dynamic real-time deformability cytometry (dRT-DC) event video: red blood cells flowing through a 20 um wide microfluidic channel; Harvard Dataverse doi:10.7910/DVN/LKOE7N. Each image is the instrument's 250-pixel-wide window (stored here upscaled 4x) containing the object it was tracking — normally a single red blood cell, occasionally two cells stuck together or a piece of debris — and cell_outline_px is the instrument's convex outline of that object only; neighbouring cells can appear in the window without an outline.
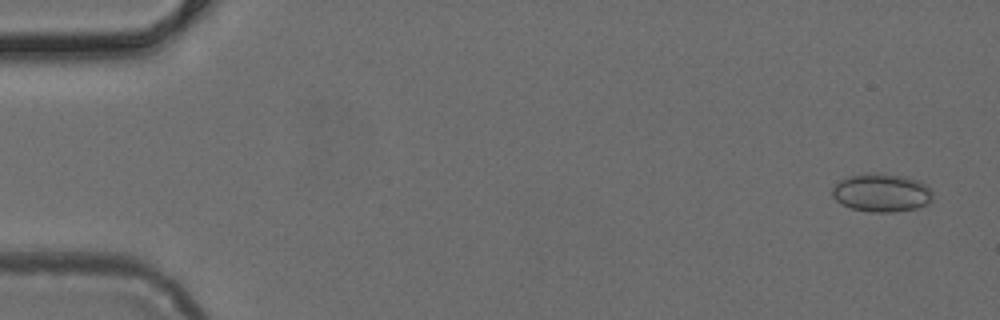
{"species": "common noctule bat (a hibernating species)", "species_latin": "Nyctalus noctula", "temperature_condition": "cold", "stored_images_in_passage": 5, "camera_frame_rate_fps": 3000, "um_per_image_px": 0.085, "animal": {"sex": "female", "body_mass_g": 24.6, "forearm_length_mm": 56.2}, "frame": {"image": 1, "passage_image": 1, "time_ms": 0.0, "image_size_px": [1000, 320], "cell_outline_px": [[932, 200], [928, 204], [916, 208], [892, 212], [872, 212], [852, 208], [840, 204], [832, 196], [832, 188], [840, 180], [848, 176], [872, 172], [904, 176], [916, 180], [924, 184], [932, 192]], "centroid_in_image_um": [74.91, 16.38], "position_along_channel_um": 10.1, "area_um2": 22.37}}
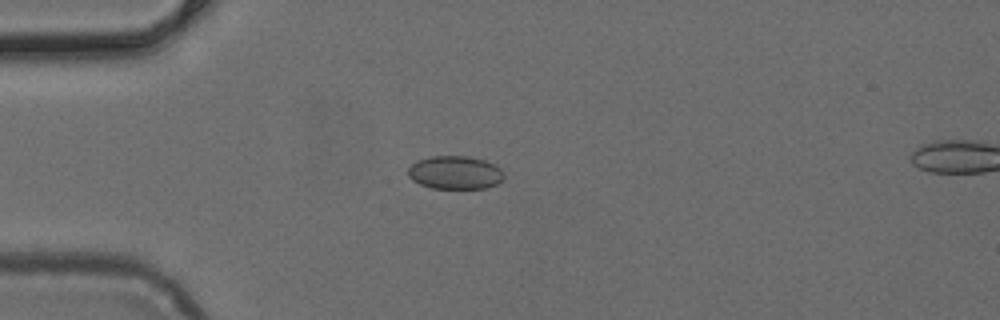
{"frame": {"image": 2, "passage_image": 4, "time_ms": 1.0, "image_size_px": [1000, 320], "cell_outline_px": [[504, 180], [496, 184], [484, 188], [432, 188], [420, 184], [412, 180], [408, 176], [408, 168], [416, 160], [432, 156], [464, 156], [484, 160], [496, 164], [504, 172]], "centroid_in_image_um": [38.69, 14.66], "position_along_channel_um": 46.3, "area_um2": 18.67}}